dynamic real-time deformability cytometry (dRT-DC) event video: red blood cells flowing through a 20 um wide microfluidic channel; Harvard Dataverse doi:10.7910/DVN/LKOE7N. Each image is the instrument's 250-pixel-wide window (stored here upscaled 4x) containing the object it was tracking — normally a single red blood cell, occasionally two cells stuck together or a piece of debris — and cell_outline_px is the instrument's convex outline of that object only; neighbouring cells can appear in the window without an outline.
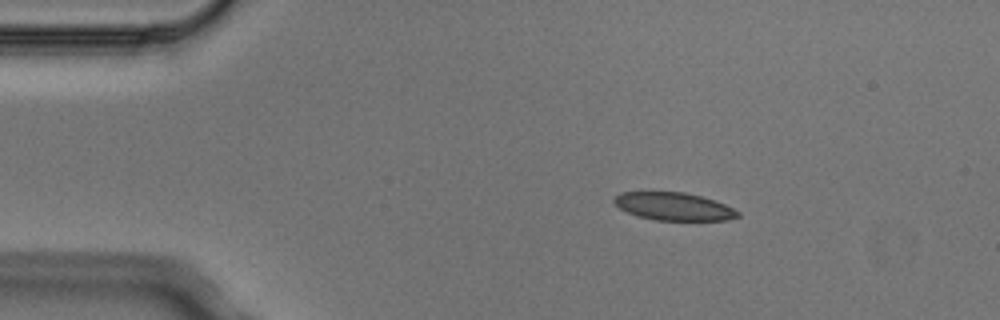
{"species": "Egyptian fruit bat (a non-hibernating species)", "species_latin": "Rousettus aegyptiacus", "temperature_condition": "cold", "stored_images_in_passage": 4, "camera_frame_rate_fps": 3000, "um_per_image_px": 0.085, "animal": {"sex": "male"}, "frame": {"image": 1, "passage_image": 1, "time_ms": 0.0, "image_size_px": [1000, 320], "cell_outline_px": [[740, 216], [728, 220], [656, 220], [640, 216], [628, 212], [620, 208], [612, 200], [620, 192], [684, 192], [700, 196], [724, 204], [740, 212]], "centroid_in_image_um": [57.28, 17.55], "position_along_channel_um": 27.7, "area_um2": 19.77}}
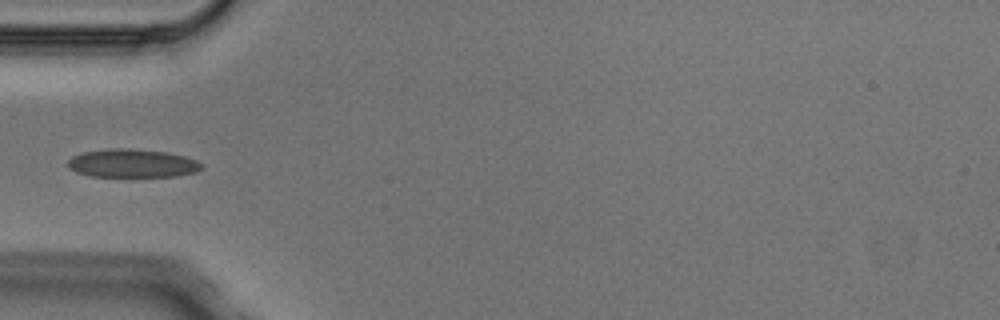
{"frame": {"image": 2, "passage_image": 3, "time_ms": 0.667, "image_size_px": [1000, 320], "cell_outline_px": [[204, 168], [196, 172], [176, 176], [92, 176], [76, 172], [68, 168], [68, 160], [72, 156], [84, 152], [112, 148], [124, 148], [164, 152], [184, 156], [196, 160], [204, 164]], "centroid_in_image_um": [11.26, 13.88], "position_along_channel_um": 73.7, "area_um2": 21.96}}
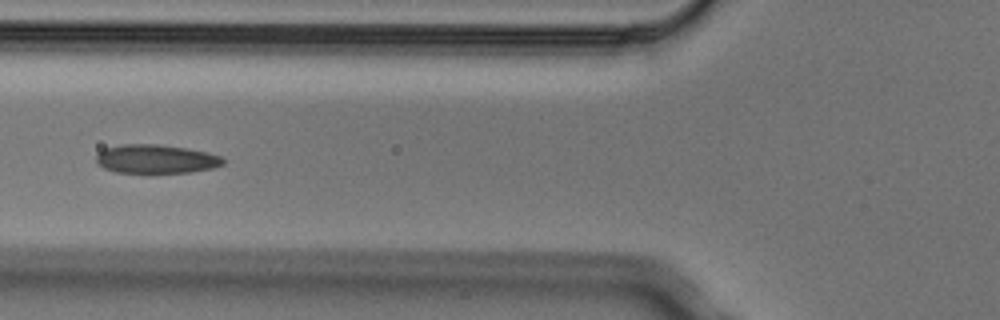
{"frame": {"image": 3, "passage_image": 4, "time_ms": 1.0, "image_size_px": [1000, 320], "cell_outline_px": [[224, 164], [212, 168], [188, 172], [148, 176], [116, 172], [104, 168], [96, 160], [96, 156], [104, 148], [120, 144], [160, 144], [188, 148], [208, 152], [220, 156], [224, 160]], "centroid_in_image_um": [13.25, 13.55], "position_along_channel_um": 112.6, "area_um2": 22.2}}